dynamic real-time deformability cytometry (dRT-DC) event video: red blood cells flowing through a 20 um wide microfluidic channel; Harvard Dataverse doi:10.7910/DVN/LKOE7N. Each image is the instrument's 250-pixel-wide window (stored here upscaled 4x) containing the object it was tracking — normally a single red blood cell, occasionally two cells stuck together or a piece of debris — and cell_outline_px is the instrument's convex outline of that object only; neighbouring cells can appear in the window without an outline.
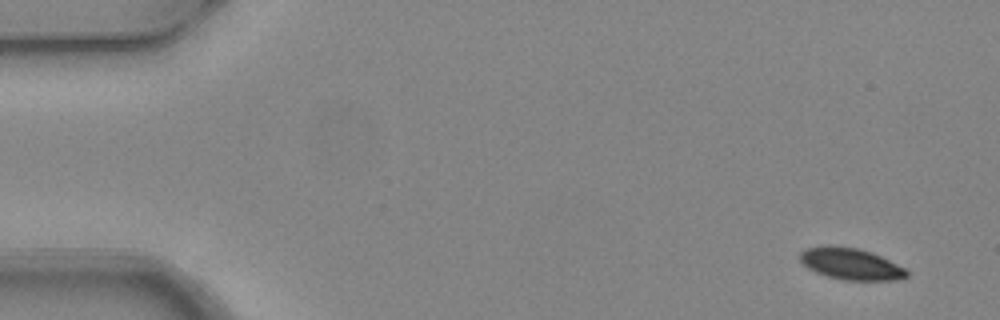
{"species": "common noctule bat (a hibernating species)", "species_latin": "Nyctalus noctula", "temperature_condition": "warm", "stored_images_in_passage": 5, "camera_frame_rate_fps": 3000, "um_per_image_px": 0.085, "animal": {"sex": "female", "body_mass_g": 24.6, "forearm_length_mm": 56.2}, "frame": {"image": 1, "passage_image": 1, "time_ms": 0.0, "image_size_px": [1000, 320], "cell_outline_px": [[908, 276], [900, 280], [844, 280], [828, 276], [816, 272], [808, 268], [800, 260], [800, 252], [804, 248], [828, 244], [832, 244], [856, 248], [872, 252], [904, 268], [908, 272]], "centroid_in_image_um": [72.29, 22.41], "position_along_channel_um": 12.7, "area_um2": 19.71}}
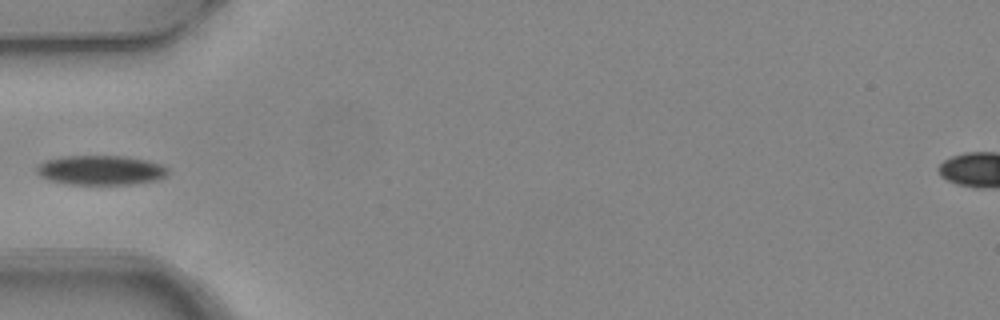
{"frame": {"image": 2, "passage_image": 5, "time_ms": 1.333, "image_size_px": [1000, 320], "cell_outline_px": [[168, 172], [164, 176], [156, 180], [132, 184], [68, 184], [48, 180], [40, 176], [36, 172], [36, 168], [44, 160], [60, 156], [124, 156], [148, 160], [160, 164], [168, 168]], "centroid_in_image_um": [8.53, 14.46], "position_along_channel_um": 76.5, "area_um2": 22.66}}